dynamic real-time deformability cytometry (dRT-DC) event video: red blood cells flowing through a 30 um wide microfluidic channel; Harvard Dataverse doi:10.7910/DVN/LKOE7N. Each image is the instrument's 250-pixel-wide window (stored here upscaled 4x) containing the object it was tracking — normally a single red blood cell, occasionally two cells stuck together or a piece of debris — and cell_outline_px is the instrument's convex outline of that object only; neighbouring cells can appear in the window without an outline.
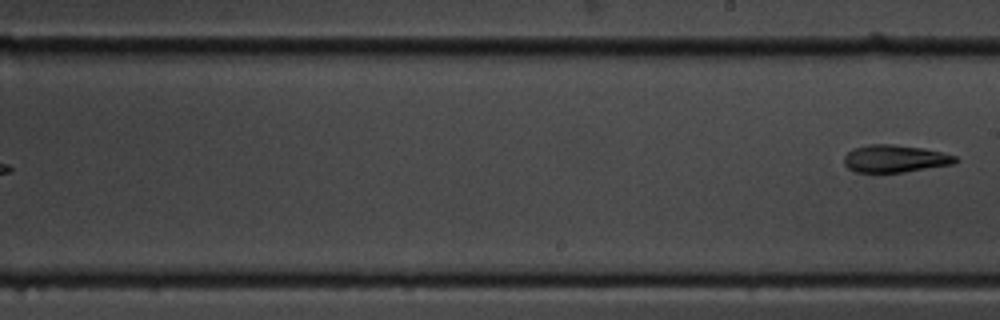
{"species": "common noctule bat (a hibernating species)", "species_latin": "Nyctalus noctula", "temperature_condition": "cold", "stored_images_in_passage": 10, "camera_frame_rate_fps": 3000, "um_per_image_px": 0.085, "animal": {"sex": "male", "body_mass_g": 19.5, "forearm_length_mm": 54.6}, "frame": {"image": 1, "passage_image": 10, "time_ms": 11.0, "image_size_px": [1000, 320], "cell_outline_px": [[960, 160], [952, 164], [904, 172], [856, 172], [848, 168], [844, 164], [844, 156], [852, 148], [868, 144], [892, 144], [924, 148], [956, 156]], "centroid_in_image_um": [76.05, 13.48], "position_along_channel_um": 213.0, "area_um2": 17.8}}